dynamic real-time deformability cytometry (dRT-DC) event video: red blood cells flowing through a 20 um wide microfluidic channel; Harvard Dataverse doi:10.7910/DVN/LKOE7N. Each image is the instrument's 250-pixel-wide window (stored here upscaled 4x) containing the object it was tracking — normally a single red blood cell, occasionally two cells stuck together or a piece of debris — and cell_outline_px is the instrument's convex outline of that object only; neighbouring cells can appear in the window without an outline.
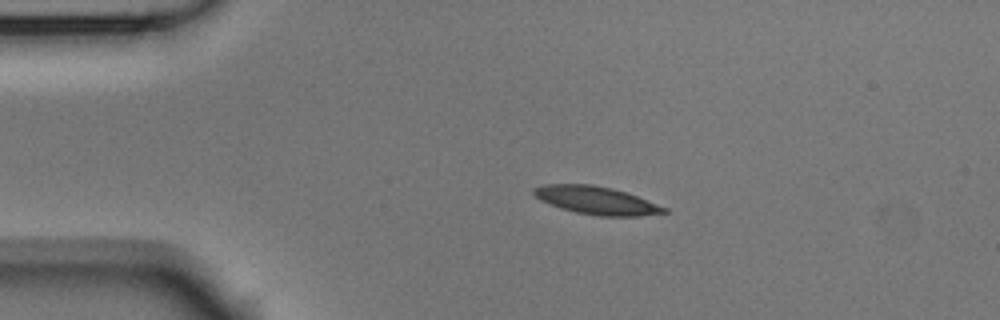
{"species": "Egyptian fruit bat (a non-hibernating species)", "species_latin": "Rousettus aegyptiacus", "temperature_condition": "room temperature", "stored_images_in_passage": 44, "camera_frame_rate_fps": 3000, "um_per_image_px": 0.085, "animal": {"sex": "male"}, "frame": {"image": 1, "passage_image": 1, "time_ms": 0.0, "image_size_px": [1000, 320], "cell_outline_px": [[668, 212], [640, 216], [600, 216], [576, 212], [560, 208], [540, 200], [532, 196], [532, 188], [544, 184], [592, 184], [612, 188], [636, 196], [668, 208]], "centroid_in_image_um": [50.64, 17.03], "position_along_channel_um": 34.4, "area_um2": 21.21}}
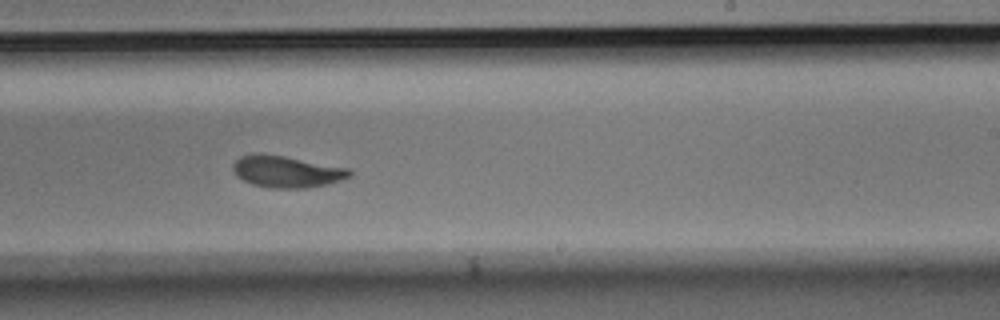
{"frame": {"image": 2, "passage_image": 23, "time_ms": 7.333, "image_size_px": [1000, 320], "cell_outline_px": [[352, 176], [328, 184], [308, 188], [272, 188], [252, 184], [236, 176], [232, 168], [232, 164], [240, 156], [252, 152], [260, 152], [284, 156], [348, 168], [352, 172]], "centroid_in_image_um": [24.33, 14.57], "position_along_channel_um": 264.7, "area_um2": 21.73}}
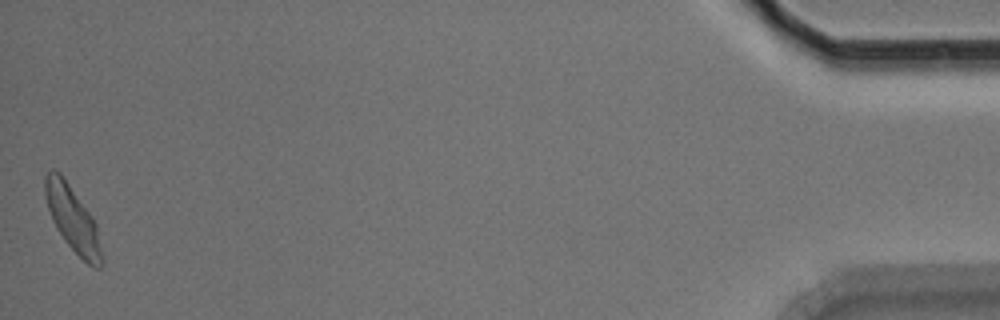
{"frame": {"image": 3, "passage_image": 44, "time_ms": 14.333, "image_size_px": [1000, 320], "cell_outline_px": [[104, 264], [100, 268], [92, 268], [64, 240], [56, 228], [52, 220], [44, 196], [44, 176], [52, 168], [60, 172], [92, 216], [96, 224], [104, 260]], "centroid_in_image_um": [6.18, 18.62], "position_along_channel_um": 429.0, "area_um2": 21.62}, "authors_computed_cell_mechanics": {"area_um2": 21.2415, "velocity_mm_per_s": 3.6802, "shape_relaxation_time_tau1_ms": 2.7028, "shape_relaxation_time_tau2_ms": 1.8607, "deformation_change_tau1": 0.1386, "deformation_change_tau2": 0.0791}}